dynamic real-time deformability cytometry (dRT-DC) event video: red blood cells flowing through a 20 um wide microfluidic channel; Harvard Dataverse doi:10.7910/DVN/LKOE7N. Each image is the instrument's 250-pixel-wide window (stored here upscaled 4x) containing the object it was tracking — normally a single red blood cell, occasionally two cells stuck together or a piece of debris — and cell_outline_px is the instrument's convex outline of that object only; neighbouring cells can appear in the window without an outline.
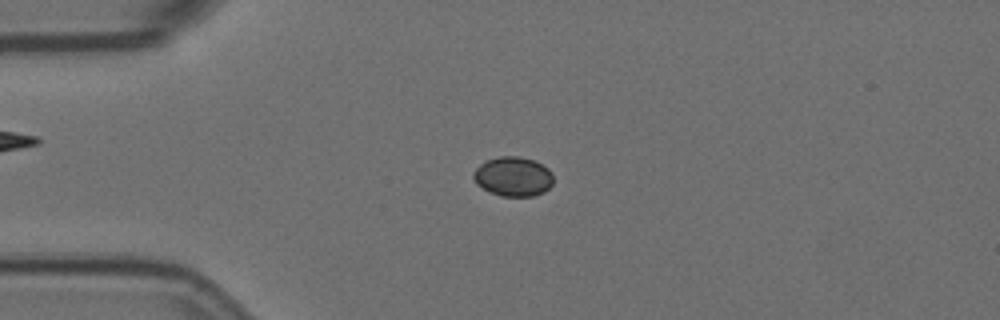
{"species": "Egyptian fruit bat (a non-hibernating species)", "species_latin": "Rousettus aegyptiacus", "temperature_condition": "room temperature", "stored_images_in_passage": 53, "camera_frame_rate_fps": 3000, "um_per_image_px": 0.085, "animal": {"sex": "female"}, "frame": {"image": 1, "passage_image": 10, "time_ms": 3.0, "image_size_px": [1000, 320], "cell_outline_px": [[552, 184], [544, 192], [532, 196], [500, 196], [476, 184], [472, 176], [472, 172], [484, 160], [500, 156], [520, 156], [532, 160], [548, 168], [552, 172]], "centroid_in_image_um": [43.59, 14.99], "position_along_channel_um": 41.4, "area_um2": 18.38}}
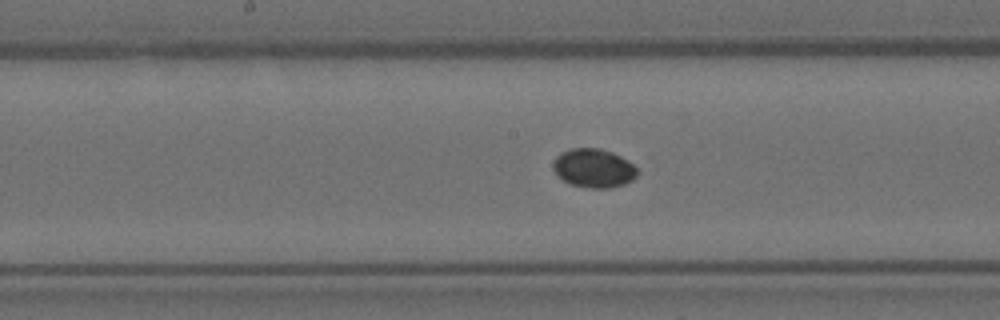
{"frame": {"image": 2, "passage_image": 25, "time_ms": 8.0, "image_size_px": [1000, 320], "cell_outline_px": [[640, 172], [632, 180], [624, 184], [608, 188], [588, 188], [572, 184], [556, 176], [552, 168], [552, 164], [556, 156], [560, 152], [568, 148], [600, 148], [612, 152], [628, 160]], "centroid_in_image_um": [50.44, 14.28], "position_along_channel_um": 197.8, "area_um2": 19.25}}
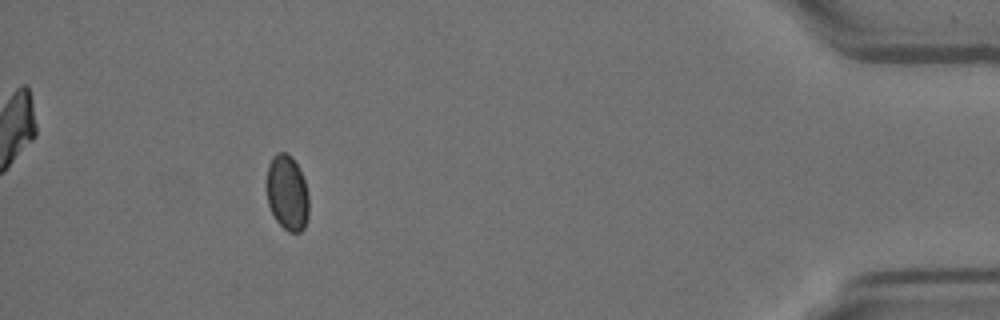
{"frame": {"image": 3, "passage_image": 48, "time_ms": 15.667, "image_size_px": [1000, 320], "cell_outline_px": [[308, 216], [304, 228], [300, 232], [288, 232], [276, 220], [268, 204], [268, 164], [272, 156], [276, 152], [288, 152], [292, 156], [304, 180], [308, 192]], "centroid_in_image_um": [24.43, 16.38], "position_along_channel_um": 410.8, "area_um2": 18.38}}